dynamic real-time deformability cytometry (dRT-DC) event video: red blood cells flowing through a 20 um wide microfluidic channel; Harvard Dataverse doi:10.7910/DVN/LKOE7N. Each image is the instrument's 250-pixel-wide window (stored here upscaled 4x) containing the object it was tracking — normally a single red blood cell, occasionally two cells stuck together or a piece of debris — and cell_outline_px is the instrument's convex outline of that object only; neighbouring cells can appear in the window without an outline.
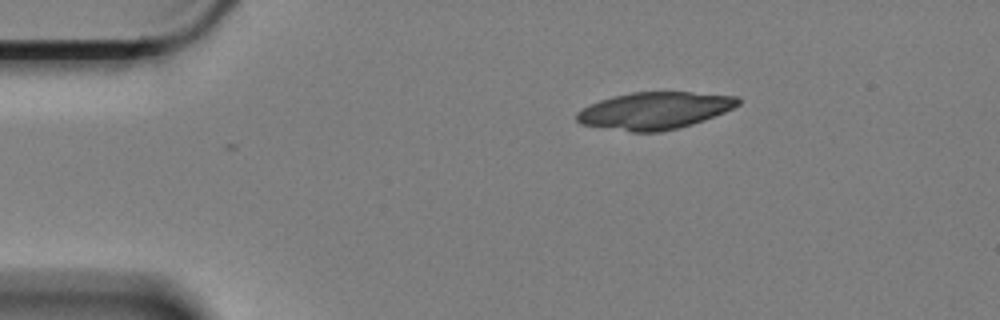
{"species": "Egyptian fruit bat (a non-hibernating species)", "species_latin": "Rousettus aegyptiacus", "temperature_condition": "cold", "stored_images_in_passage": 10, "camera_frame_rate_fps": 3000, "um_per_image_px": 0.085, "animal": {"sex": "female"}, "frame": {"image": 1, "passage_image": 1, "time_ms": 0.0, "image_size_px": [1000, 320], "cell_outline_px": [[740, 104], [724, 112], [704, 120], [680, 128], [660, 132], [632, 132], [580, 124], [576, 120], [576, 112], [600, 100], [612, 96], [632, 92], [692, 92], [736, 96], [740, 100]], "centroid_in_image_um": [55.64, 9.4], "position_along_channel_um": 29.4, "area_um2": 34.8}}